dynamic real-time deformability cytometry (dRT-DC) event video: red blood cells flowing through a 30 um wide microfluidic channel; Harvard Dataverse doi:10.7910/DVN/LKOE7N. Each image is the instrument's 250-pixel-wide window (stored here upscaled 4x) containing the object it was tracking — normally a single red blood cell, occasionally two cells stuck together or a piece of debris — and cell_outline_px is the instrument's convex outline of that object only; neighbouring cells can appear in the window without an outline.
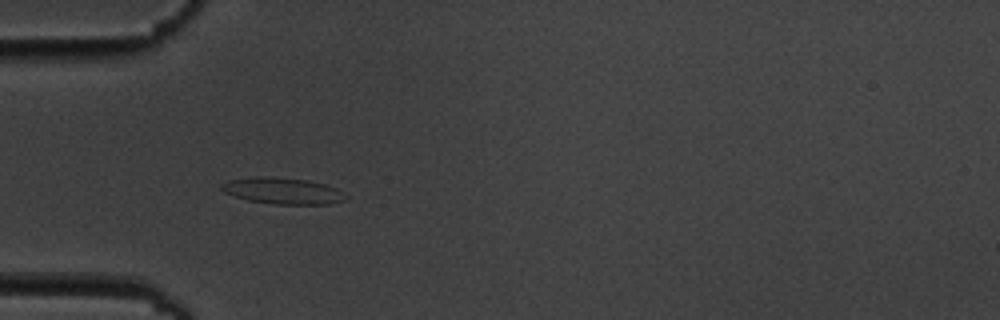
{"species": "common noctule bat (a hibernating species)", "species_latin": "Nyctalus noctula", "temperature_condition": "cold", "stored_images_in_passage": 8, "camera_frame_rate_fps": 3000, "um_per_image_px": 0.085, "animal": {"sex": "male", "body_mass_g": 19.5, "forearm_length_mm": 54.6}, "frame": {"image": 1, "passage_image": 6, "time_ms": 6.667, "image_size_px": [1000, 320], "cell_outline_px": [[348, 196], [344, 200], [328, 204], [272, 204], [248, 200], [224, 192], [220, 188], [220, 184], [228, 180], [252, 176], [264, 176], [308, 180], [324, 184], [336, 188]], "centroid_in_image_um": [24.0, 16.21], "position_along_channel_um": 61.0, "area_um2": 19.07}}
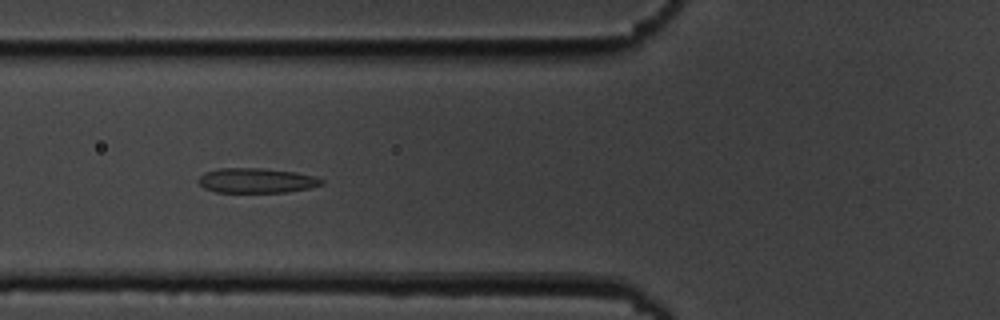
{"frame": {"image": 2, "passage_image": 7, "time_ms": 8.0, "image_size_px": [1000, 320], "cell_outline_px": [[324, 184], [308, 188], [288, 192], [216, 192], [204, 188], [196, 180], [204, 172], [220, 168], [264, 168], [296, 172], [316, 176], [324, 180]], "centroid_in_image_um": [21.81, 15.34], "position_along_channel_um": 104.0, "area_um2": 17.98}}
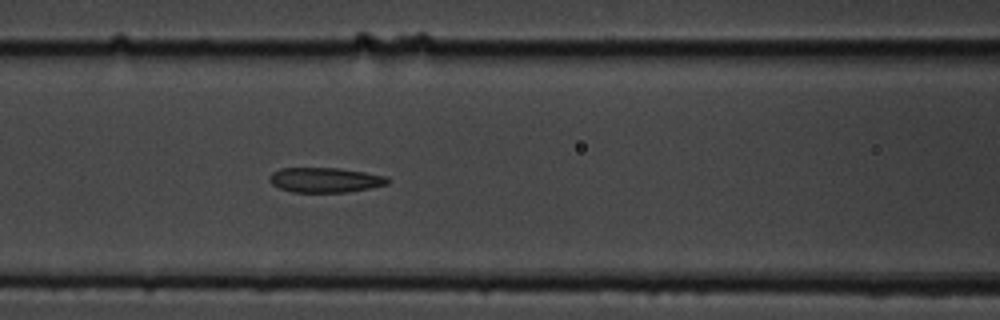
{"frame": {"image": 3, "passage_image": 8, "time_ms": 9.0, "image_size_px": [1000, 320], "cell_outline_px": [[388, 184], [348, 192], [292, 192], [280, 188], [272, 184], [268, 176], [272, 172], [280, 168], [340, 168], [388, 176]], "centroid_in_image_um": [27.62, 15.29], "position_along_channel_um": 139.0, "area_um2": 17.11}}